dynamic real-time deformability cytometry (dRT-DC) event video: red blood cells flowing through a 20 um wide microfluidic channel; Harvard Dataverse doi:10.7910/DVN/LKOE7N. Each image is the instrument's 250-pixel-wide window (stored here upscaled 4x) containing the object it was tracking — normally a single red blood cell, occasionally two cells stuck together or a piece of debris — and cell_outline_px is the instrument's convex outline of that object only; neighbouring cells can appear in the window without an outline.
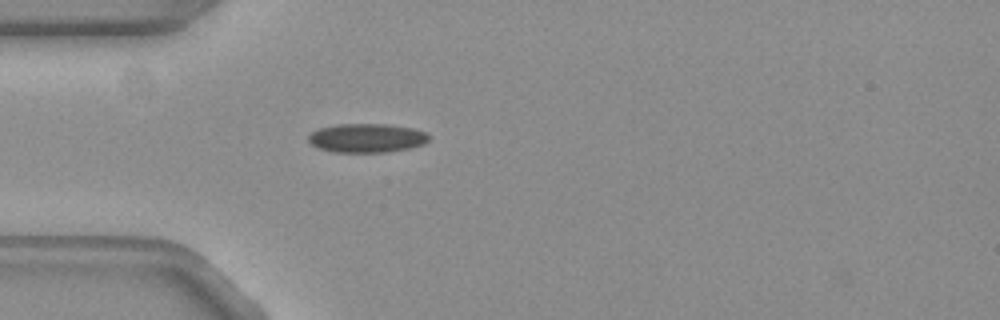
{"species": "common noctule bat (a hibernating species)", "species_latin": "Nyctalus noctula", "temperature_condition": "warm", "stored_images_in_passage": 40, "camera_frame_rate_fps": 3000, "um_per_image_px": 0.085, "animal": {"sex": "female", "body_mass_g": 19.3, "forearm_length_mm": 54.1}, "frame": {"image": 1, "passage_image": 1, "time_ms": 0.0, "image_size_px": [1000, 320], "cell_outline_px": [[428, 140], [424, 144], [408, 148], [388, 152], [336, 152], [320, 148], [312, 144], [308, 140], [308, 136], [312, 132], [320, 128], [336, 124], [388, 124], [412, 128], [424, 132], [428, 136]], "centroid_in_image_um": [31.17, 11.73], "position_along_channel_um": 53.8, "area_um2": 20.11}}
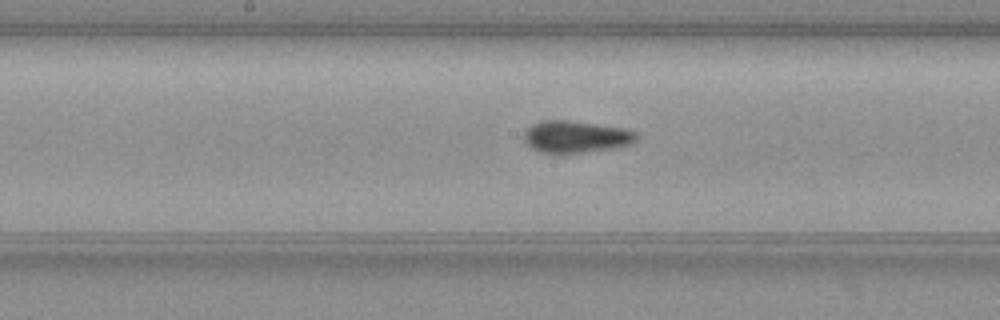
{"frame": {"image": 2, "passage_image": 13, "time_ms": 4.0, "image_size_px": [1000, 320], "cell_outline_px": [[636, 140], [628, 144], [612, 148], [564, 156], [552, 156], [540, 152], [532, 148], [524, 140], [524, 132], [532, 124], [540, 120], [568, 120], [624, 128], [636, 132]], "centroid_in_image_um": [48.87, 11.66], "position_along_channel_um": 199.3, "area_um2": 21.5}}
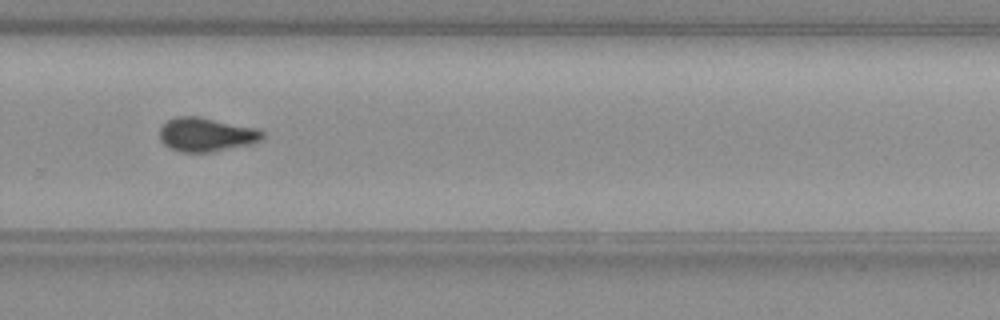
{"frame": {"image": 3, "passage_image": 22, "time_ms": 7.0, "image_size_px": [1000, 320], "cell_outline_px": [[264, 136], [260, 140], [248, 144], [208, 152], [180, 152], [168, 148], [160, 140], [160, 128], [168, 120], [176, 116], [200, 116], [256, 128], [264, 132]], "centroid_in_image_um": [17.48, 11.43], "position_along_channel_um": 312.3, "area_um2": 20.17}, "authors_computed_cell_mechanics": {"area_um2": 20.0855, "velocity_mm_per_s": 3.7864, "shape_relaxation_time_tau1_ms": 9.4452, "shape_relaxation_time_tau2_ms": 1.4513, "deformation_change_tau1": 0.1862, "deformation_change_tau2": 0.0606}}